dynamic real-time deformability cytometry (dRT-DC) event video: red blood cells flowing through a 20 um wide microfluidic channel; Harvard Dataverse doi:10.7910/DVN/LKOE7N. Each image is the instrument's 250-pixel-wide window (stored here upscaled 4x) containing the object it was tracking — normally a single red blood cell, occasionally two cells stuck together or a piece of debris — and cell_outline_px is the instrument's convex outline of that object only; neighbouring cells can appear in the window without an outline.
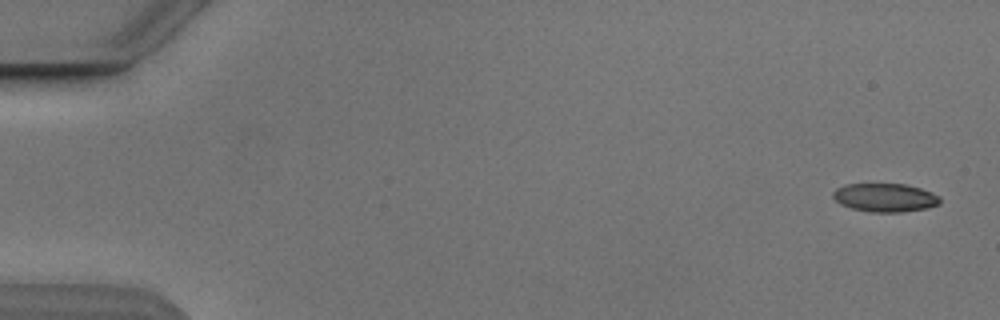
{"species": "Egyptian fruit bat (a non-hibernating species)", "species_latin": "Rousettus aegyptiacus", "temperature_condition": "cold", "stored_images_in_passage": 4, "camera_frame_rate_fps": 3000, "um_per_image_px": 0.085, "animal": {"sex": "male"}, "frame": {"image": 1, "passage_image": 1, "time_ms": 0.0, "image_size_px": [1000, 320], "cell_outline_px": [[940, 204], [928, 208], [900, 212], [872, 212], [852, 208], [840, 204], [832, 196], [832, 192], [836, 188], [844, 184], [904, 184], [920, 188], [932, 192], [940, 196]], "centroid_in_image_um": [75.23, 16.79], "position_along_channel_um": 9.8, "area_um2": 17.8}}